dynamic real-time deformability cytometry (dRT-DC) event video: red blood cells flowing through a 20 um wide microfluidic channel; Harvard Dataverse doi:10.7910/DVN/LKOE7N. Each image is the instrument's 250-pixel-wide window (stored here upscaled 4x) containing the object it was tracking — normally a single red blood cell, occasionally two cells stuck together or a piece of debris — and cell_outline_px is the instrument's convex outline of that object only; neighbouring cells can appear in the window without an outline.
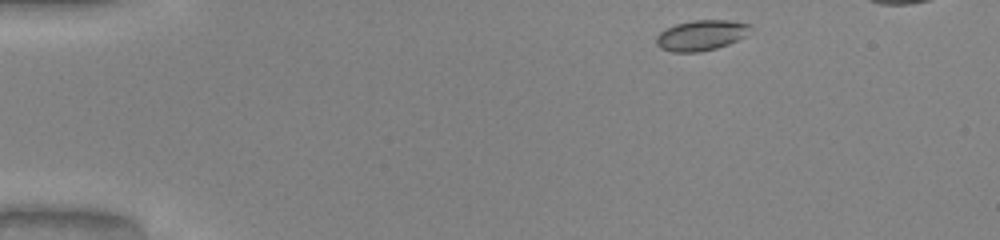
{"species": "common noctule bat (a hibernating species)", "species_latin": "Nyctalus noctula", "temperature_condition": "warm", "stored_images_in_passage": 40, "camera_frame_rate_fps": 3000, "um_per_image_px": 0.085, "animal": {"sex": "male", "body_mass_g": 20.0, "forearm_length_mm": 53.3}, "frame": {"image": 1, "passage_image": 1, "time_ms": 0.0, "image_size_px": [1000, 240], "cell_outline_px": [[752, 24], [744, 36], [728, 44], [716, 48], [700, 52], [672, 52], [660, 48], [656, 44], [656, 36], [660, 32], [676, 24], [692, 20], [728, 20]], "centroid_in_image_um": [59.56, 3.0], "position_along_channel_um": 25.4, "area_um2": 16.53}}
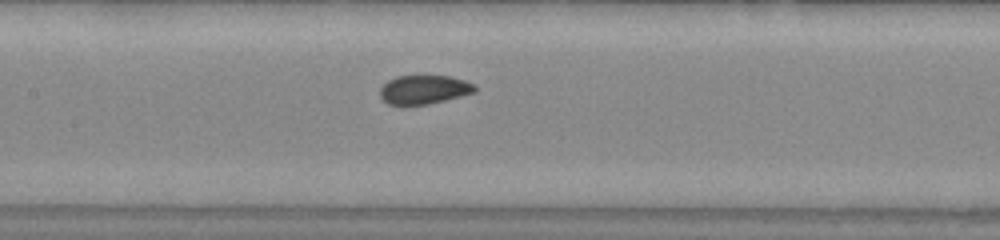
{"frame": {"image": 2, "passage_image": 18, "time_ms": 5.667, "image_size_px": [1000, 240], "cell_outline_px": [[476, 92], [428, 104], [388, 104], [380, 96], [380, 88], [388, 80], [396, 76], [416, 72], [448, 76], [464, 80], [472, 84], [476, 88]], "centroid_in_image_um": [36.01, 7.55], "position_along_channel_um": 171.4, "area_um2": 16.42}}
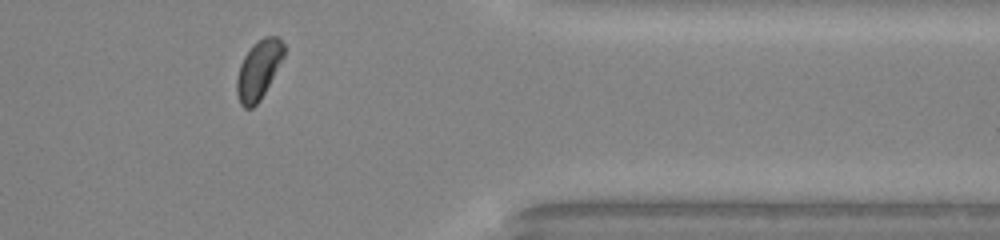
{"frame": {"image": 3, "passage_image": 35, "time_ms": 11.333, "image_size_px": [1000, 240], "cell_outline_px": [[284, 56], [260, 100], [252, 108], [244, 108], [240, 104], [236, 92], [236, 80], [240, 64], [244, 56], [252, 44], [264, 36], [276, 36], [284, 44]], "centroid_in_image_um": [21.96, 5.93], "position_along_channel_um": 389.4, "area_um2": 16.07}}